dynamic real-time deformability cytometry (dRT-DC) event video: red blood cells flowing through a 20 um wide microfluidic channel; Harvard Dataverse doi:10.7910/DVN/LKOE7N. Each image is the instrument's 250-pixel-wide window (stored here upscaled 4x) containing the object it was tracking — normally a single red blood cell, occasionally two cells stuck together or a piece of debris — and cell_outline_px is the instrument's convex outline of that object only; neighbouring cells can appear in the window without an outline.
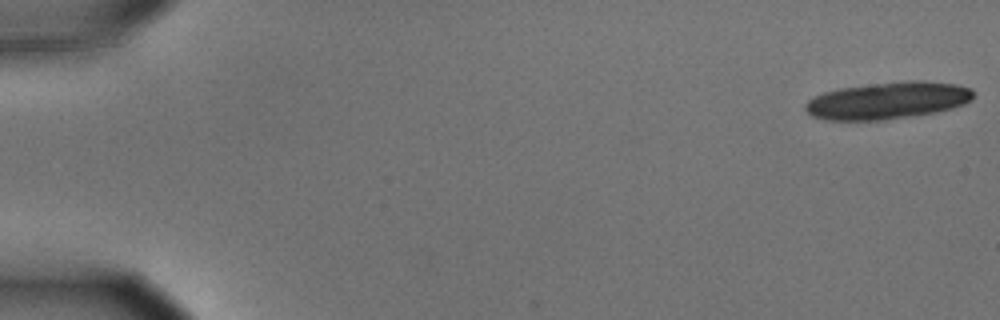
{"species": "common noctule bat (a hibernating species)", "species_latin": "Nyctalus noctula", "temperature_condition": "cold", "stored_images_in_passage": 21, "camera_frame_rate_fps": 3000, "um_per_image_px": 0.085, "animal": {"sex": "male", "body_mass_g": 15.6}, "frame": {"image": 1, "passage_image": 1, "time_ms": 0.0, "image_size_px": [1000, 320], "cell_outline_px": [[976, 92], [972, 100], [964, 104], [952, 108], [936, 112], [884, 120], [824, 120], [812, 116], [804, 108], [804, 104], [808, 100], [824, 92], [840, 88], [908, 80], [924, 80], [956, 84], [972, 88]], "centroid_in_image_um": [75.49, 8.54], "position_along_channel_um": 9.5, "area_um2": 36.41}}